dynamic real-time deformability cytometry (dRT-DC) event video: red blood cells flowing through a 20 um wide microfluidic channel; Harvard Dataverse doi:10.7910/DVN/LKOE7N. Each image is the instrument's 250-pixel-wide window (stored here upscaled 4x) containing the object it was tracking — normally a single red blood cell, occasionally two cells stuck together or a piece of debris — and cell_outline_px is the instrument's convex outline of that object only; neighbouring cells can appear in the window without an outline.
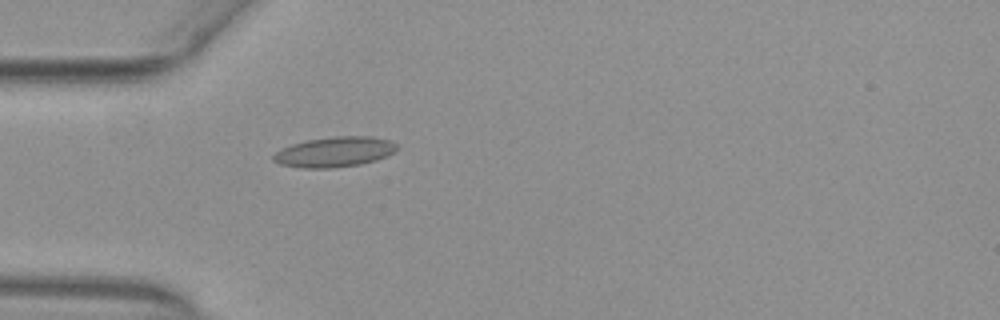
{"species": "common noctule bat (a hibernating species)", "species_latin": "Nyctalus noctula", "temperature_condition": "warm", "stored_images_in_passage": 34, "camera_frame_rate_fps": 3000, "um_per_image_px": 0.085, "animal": {"sex": "female", "body_mass_g": 29.2, "forearm_length_mm": 56.3}, "frame": {"image": 1, "passage_image": 1, "time_ms": 0.0, "image_size_px": [1000, 320], "cell_outline_px": [[400, 148], [388, 156], [376, 160], [360, 164], [332, 168], [300, 168], [280, 164], [272, 160], [272, 156], [276, 152], [292, 144], [304, 140], [336, 136], [372, 136], [392, 140]], "centroid_in_image_um": [28.48, 12.91], "position_along_channel_um": 56.5, "area_um2": 21.96}}
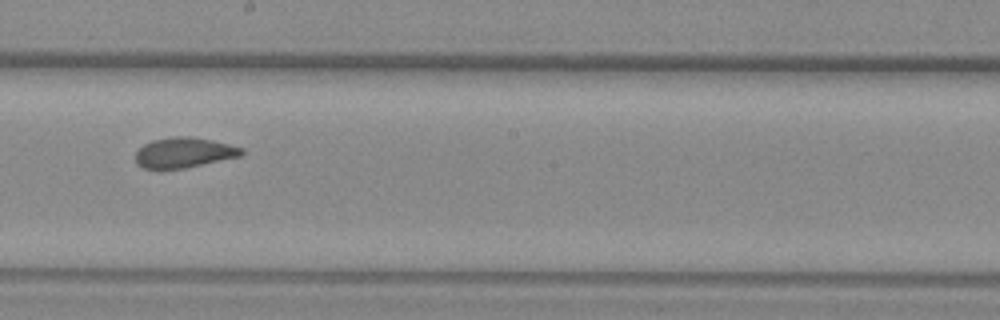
{"frame": {"image": 2, "passage_image": 15, "time_ms": 4.667, "image_size_px": [1000, 320], "cell_outline_px": [[244, 152], [240, 156], [184, 168], [144, 168], [136, 164], [136, 152], [144, 144], [152, 140], [172, 136], [188, 136], [212, 140], [244, 148]], "centroid_in_image_um": [15.63, 12.96], "position_along_channel_um": 232.6, "area_um2": 18.5}}
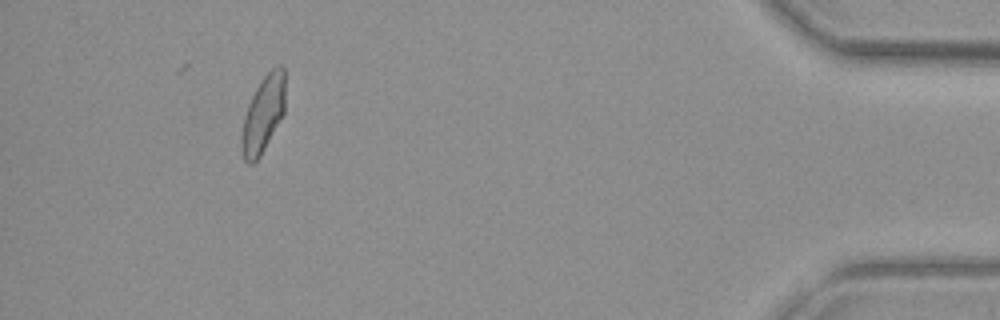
{"frame": {"image": 3, "passage_image": 34, "time_ms": 11.0, "image_size_px": [1000, 320], "cell_outline_px": [[284, 112], [260, 156], [252, 164], [248, 164], [244, 160], [240, 148], [240, 136], [244, 116], [248, 104], [260, 80], [272, 68], [280, 64], [284, 68]], "centroid_in_image_um": [22.33, 9.72], "position_along_channel_um": 412.9, "area_um2": 19.42}, "authors_computed_cell_mechanics": {"area_um2": 18.785, "velocity_mm_per_s": 3.8884, "shape_relaxation_time_tau1_ms": 11.3386, "shape_relaxation_time_tau2_ms": 1.158, "deformation_change_tau1": 0.1937, "deformation_change_tau2": 0.0619}}